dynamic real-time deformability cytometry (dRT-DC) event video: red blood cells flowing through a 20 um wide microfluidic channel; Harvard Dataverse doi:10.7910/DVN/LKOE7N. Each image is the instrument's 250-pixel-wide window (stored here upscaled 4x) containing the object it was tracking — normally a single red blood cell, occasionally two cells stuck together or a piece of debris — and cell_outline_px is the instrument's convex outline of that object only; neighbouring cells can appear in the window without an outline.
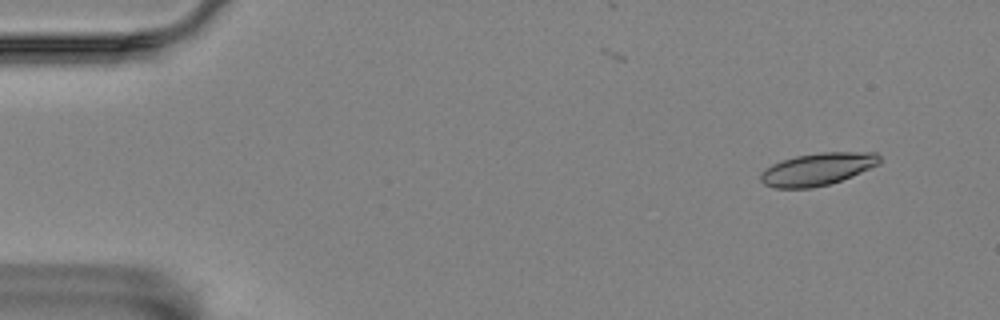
{"species": "Egyptian fruit bat (a non-hibernating species)", "species_latin": "Rousettus aegyptiacus", "temperature_condition": "room temperature", "stored_images_in_passage": 5, "camera_frame_rate_fps": 3000, "um_per_image_px": 0.085, "animal": {"sex": "female"}, "frame": {"image": 1, "passage_image": 2, "time_ms": 0.333, "image_size_px": [1000, 320], "cell_outline_px": [[880, 164], [852, 176], [828, 184], [812, 188], [776, 188], [764, 184], [760, 180], [760, 172], [772, 164], [796, 156], [820, 152], [876, 152], [880, 156]], "centroid_in_image_um": [69.49, 14.37], "position_along_channel_um": 15.5, "area_um2": 22.43}}